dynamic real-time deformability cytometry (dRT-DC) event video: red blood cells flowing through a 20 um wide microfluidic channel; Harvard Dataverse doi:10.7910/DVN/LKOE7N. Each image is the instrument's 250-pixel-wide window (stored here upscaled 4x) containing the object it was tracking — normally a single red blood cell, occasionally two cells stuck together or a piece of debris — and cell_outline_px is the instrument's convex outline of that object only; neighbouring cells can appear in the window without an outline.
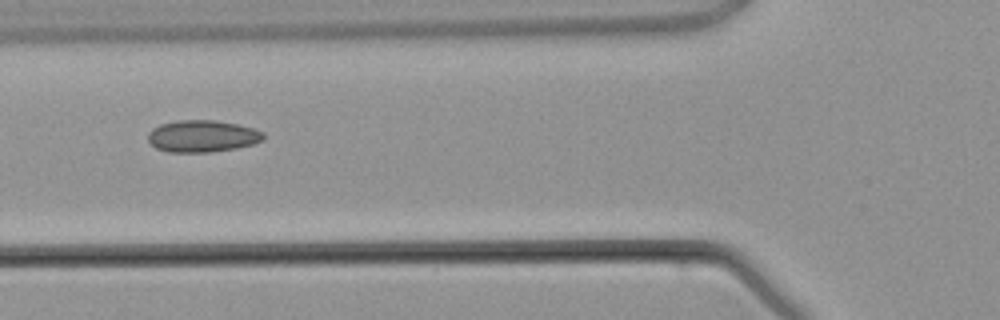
{"species": "common noctule bat (a hibernating species)", "species_latin": "Nyctalus noctula", "temperature_condition": "warm", "stored_images_in_passage": 5, "camera_frame_rate_fps": 3000, "um_per_image_px": 0.085, "animal": {"sex": "male", "body_mass_g": 21.5, "forearm_length_mm": 52.0}, "frame": {"image": 1, "passage_image": 4, "time_ms": 3.667, "image_size_px": [1000, 320], "cell_outline_px": [[264, 140], [252, 144], [236, 148], [212, 152], [168, 152], [156, 148], [148, 140], [148, 132], [152, 128], [160, 124], [180, 120], [216, 120], [240, 124], [264, 132]], "centroid_in_image_um": [17.21, 11.57], "position_along_channel_um": 108.6, "area_um2": 21.62}}
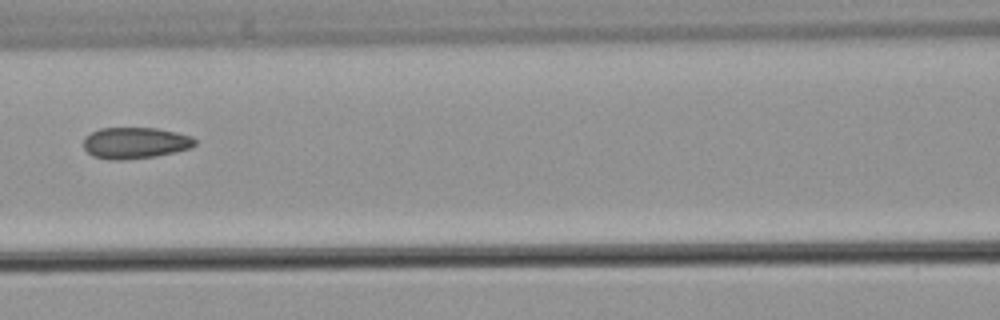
{"frame": {"image": 2, "passage_image": 5, "time_ms": 4.667, "image_size_px": [1000, 320], "cell_outline_px": [[196, 144], [192, 148], [176, 152], [156, 156], [124, 160], [108, 160], [92, 156], [84, 148], [84, 136], [100, 128], [156, 128], [176, 132], [192, 136], [196, 140]], "centroid_in_image_um": [11.5, 12.16], "position_along_channel_um": 155.1, "area_um2": 20.58}}